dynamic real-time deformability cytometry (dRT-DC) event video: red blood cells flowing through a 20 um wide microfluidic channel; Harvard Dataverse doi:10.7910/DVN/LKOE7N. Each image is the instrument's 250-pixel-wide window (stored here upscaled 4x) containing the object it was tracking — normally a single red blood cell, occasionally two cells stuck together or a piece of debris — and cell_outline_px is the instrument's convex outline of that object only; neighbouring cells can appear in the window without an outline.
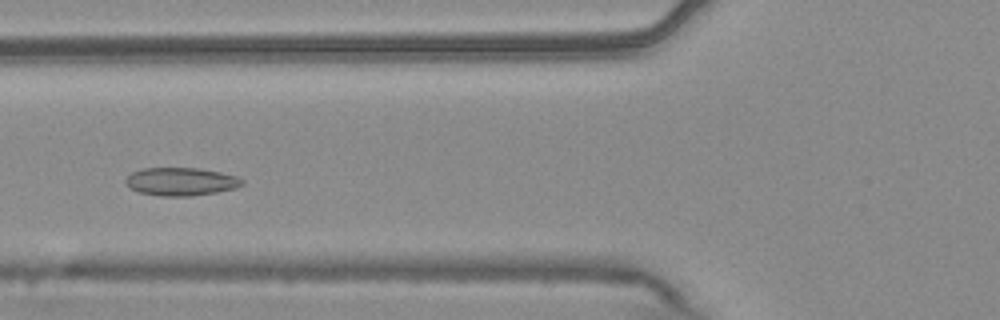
{"species": "common noctule bat (a hibernating species)", "species_latin": "Nyctalus noctula", "temperature_condition": "warm", "stored_images_in_passage": 14, "camera_frame_rate_fps": 3000, "um_per_image_px": 0.085, "animal": {"sex": "male", "body_mass_g": 20.4}, "frame": {"image": 1, "passage_image": 8, "time_ms": 2.333, "image_size_px": [1000, 320], "cell_outline_px": [[244, 184], [236, 188], [216, 192], [192, 196], [160, 196], [140, 192], [132, 188], [124, 180], [132, 172], [144, 168], [200, 168], [220, 172], [236, 176], [244, 180]], "centroid_in_image_um": [15.42, 15.43], "position_along_channel_um": 110.4, "area_um2": 18.96}}